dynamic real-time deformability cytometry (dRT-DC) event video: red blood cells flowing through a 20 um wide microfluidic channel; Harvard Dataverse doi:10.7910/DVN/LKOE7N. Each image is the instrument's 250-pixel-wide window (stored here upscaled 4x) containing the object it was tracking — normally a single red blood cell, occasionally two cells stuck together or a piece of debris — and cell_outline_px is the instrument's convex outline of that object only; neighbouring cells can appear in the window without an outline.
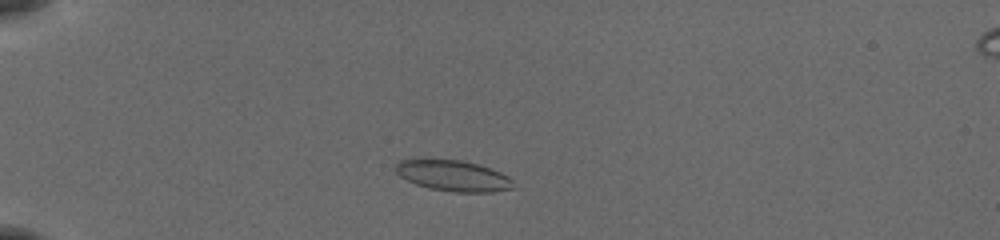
{"species": "common noctule bat (a hibernating species)", "species_latin": "Nyctalus noctula", "temperature_condition": "cold", "stored_images_in_passage": 42, "camera_frame_rate_fps": 3000, "um_per_image_px": 0.085, "animal": {"sex": "female", "body_mass_g": 19.5, "forearm_length_mm": 54.1}, "frame": {"image": 1, "passage_image": 4, "time_ms": 1.0, "image_size_px": [1000, 240], "cell_outline_px": [[516, 188], [492, 192], [452, 192], [428, 188], [416, 184], [400, 176], [396, 172], [396, 164], [400, 160], [460, 160], [476, 164], [500, 172], [508, 176], [512, 180]], "centroid_in_image_um": [38.56, 14.96], "position_along_channel_um": 46.4, "area_um2": 20.92}}
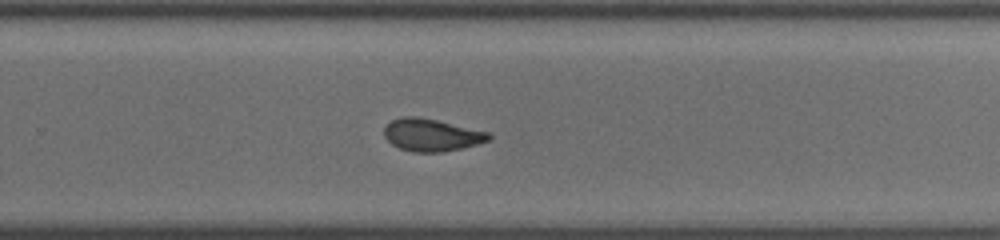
{"frame": {"image": 2, "passage_image": 26, "time_ms": 8.333, "image_size_px": [1000, 240], "cell_outline_px": [[492, 136], [488, 140], [476, 144], [444, 152], [412, 152], [400, 148], [392, 144], [384, 136], [384, 128], [392, 120], [404, 116], [416, 116], [436, 120], [488, 132]], "centroid_in_image_um": [36.65, 11.47], "position_along_channel_um": 293.1, "area_um2": 19.48}}
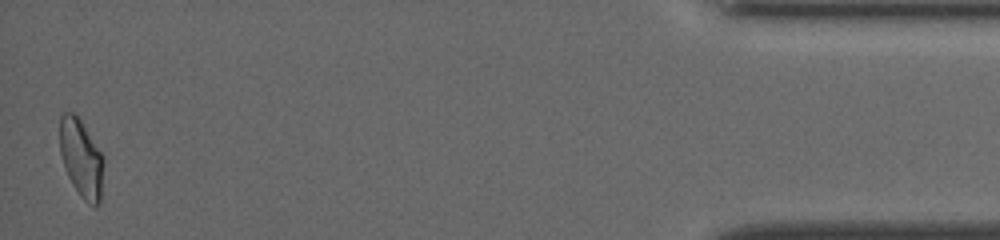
{"frame": {"image": 3, "passage_image": 42, "time_ms": 13.667, "image_size_px": [1000, 240], "cell_outline_px": [[104, 160], [100, 200], [96, 208], [84, 200], [80, 196], [72, 184], [68, 176], [60, 152], [60, 116], [64, 112], [72, 112], [80, 120], [104, 156]], "centroid_in_image_um": [6.92, 13.47], "position_along_channel_um": 428.3, "area_um2": 19.77}, "authors_computed_cell_mechanics": {"area_um2": 20.1722, "velocity_mm_per_s": 3.8966, "shape_relaxation_time_tau1_ms": 9.2497, "shape_relaxation_time_tau2_ms": 2.313, "deformation_change_tau1": 0.1951, "deformation_change_tau2": 0.08}}